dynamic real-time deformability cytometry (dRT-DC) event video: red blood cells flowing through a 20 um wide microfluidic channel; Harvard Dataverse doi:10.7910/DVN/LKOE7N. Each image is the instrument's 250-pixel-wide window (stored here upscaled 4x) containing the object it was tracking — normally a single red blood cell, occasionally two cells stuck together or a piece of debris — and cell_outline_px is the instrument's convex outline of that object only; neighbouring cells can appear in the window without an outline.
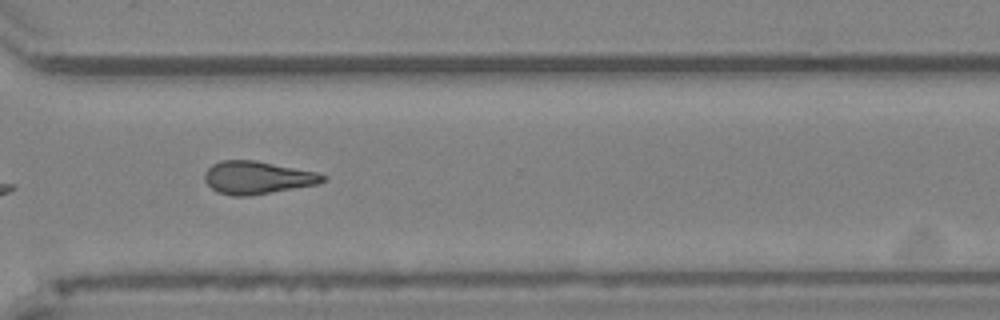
{"species": "Egyptian fruit bat (a non-hibernating species)", "species_latin": "Rousettus aegyptiacus", "temperature_condition": "cold", "stored_images_in_passage": 12, "camera_frame_rate_fps": 3000, "um_per_image_px": 0.085, "animal": {"sex": "female"}, "frame": {"image": 1, "passage_image": 9, "time_ms": 9.333, "image_size_px": [1000, 320], "cell_outline_px": [[328, 180], [320, 184], [248, 196], [232, 196], [216, 192], [204, 180], [204, 172], [212, 164], [220, 160], [256, 160], [316, 172], [328, 176]], "centroid_in_image_um": [21.89, 15.1], "position_along_channel_um": 348.7, "area_um2": 22.83}, "authors_computed_cell_mechanics": {"area_um2": 19.074, "velocity_mm_per_s": 3.8285, "shape_relaxation_time_tau1_ms": null, "shape_relaxation_time_tau2_ms": 1.9085, "deformation_change_tau1": null, "deformation_change_tau2": 0.0731}}